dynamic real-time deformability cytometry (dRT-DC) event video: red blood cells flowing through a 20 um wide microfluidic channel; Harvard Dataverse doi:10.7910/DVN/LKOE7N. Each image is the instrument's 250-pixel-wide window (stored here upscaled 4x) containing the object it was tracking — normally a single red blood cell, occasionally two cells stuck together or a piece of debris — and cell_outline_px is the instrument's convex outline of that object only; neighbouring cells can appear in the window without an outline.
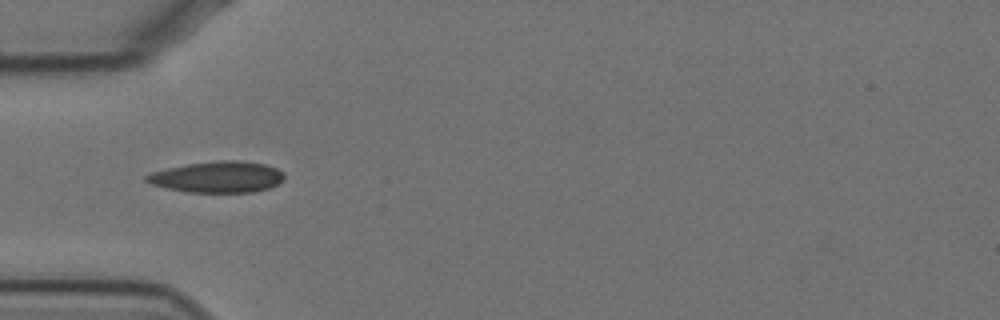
{"species": "Egyptian fruit bat (a non-hibernating species)", "species_latin": "Rousettus aegyptiacus", "temperature_condition": "cold", "stored_images_in_passage": 4, "camera_frame_rate_fps": 3000, "um_per_image_px": 0.085, "animal": {"sex": "female"}, "frame": {"image": 1, "passage_image": 1, "time_ms": 0.0, "image_size_px": [1000, 320], "cell_outline_px": [[284, 180], [268, 188], [252, 192], [184, 192], [152, 184], [144, 180], [144, 176], [152, 172], [168, 168], [188, 164], [220, 160], [236, 160], [264, 164], [276, 168], [284, 172]], "centroid_in_image_um": [18.49, 15.04], "position_along_channel_um": 66.5, "area_um2": 24.91}}
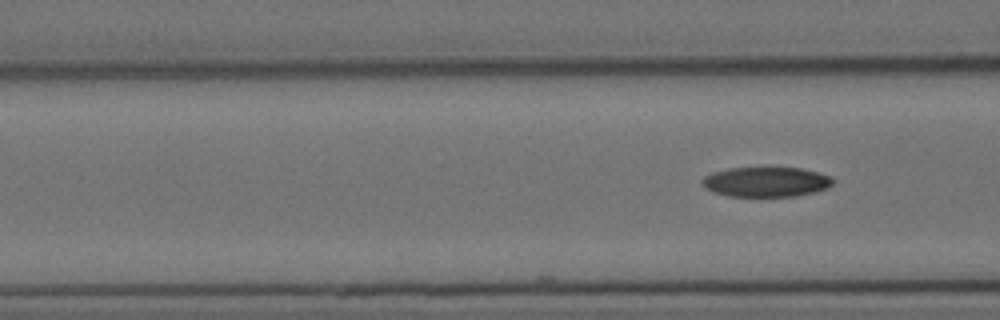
{"frame": {"image": 2, "passage_image": 4, "time_ms": 1.0, "image_size_px": [1000, 320], "cell_outline_px": [[832, 184], [828, 188], [796, 196], [728, 196], [716, 192], [700, 184], [700, 180], [704, 176], [712, 172], [728, 168], [800, 168], [820, 172], [828, 176], [832, 180]], "centroid_in_image_um": [65.09, 15.45], "position_along_channel_um": 101.5, "area_um2": 22.6}}